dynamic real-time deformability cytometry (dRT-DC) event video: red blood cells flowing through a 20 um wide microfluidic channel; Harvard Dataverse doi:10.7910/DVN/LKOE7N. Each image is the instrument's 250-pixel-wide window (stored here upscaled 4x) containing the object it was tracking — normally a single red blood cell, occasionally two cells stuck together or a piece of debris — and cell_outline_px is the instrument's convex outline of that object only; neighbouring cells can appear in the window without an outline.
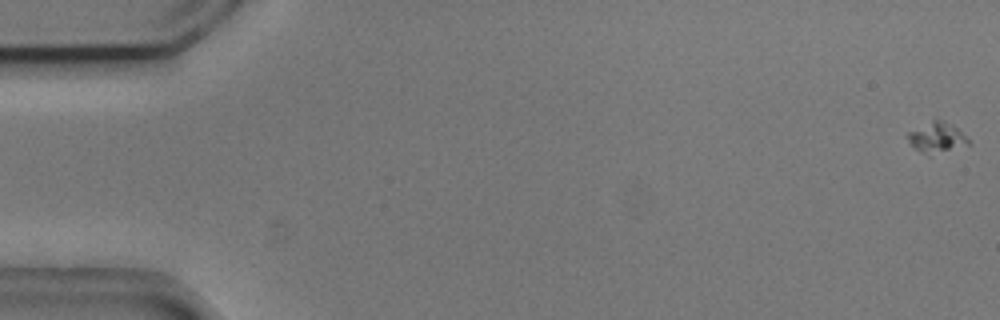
{"species": "common noctule bat (a hibernating species)", "species_latin": "Nyctalus noctula", "temperature_condition": "cold", "stored_images_in_passage": 14, "camera_frame_rate_fps": 3000, "um_per_image_px": 0.085, "animal": {"sex": "male", "body_mass_g": 20.5, "forearm_length_mm": 52.5}, "frame": {"image": 1, "passage_image": 1, "time_ms": 0.0, "image_size_px": [1000, 320], "cell_outline_px": [[968, 144], [928, 156], [920, 152], [908, 140], [908, 132], [932, 120], [944, 120], [952, 124], [968, 140]], "centroid_in_image_um": [79.59, 11.69], "position_along_channel_um": 5.4, "area_um2": 10.35}}